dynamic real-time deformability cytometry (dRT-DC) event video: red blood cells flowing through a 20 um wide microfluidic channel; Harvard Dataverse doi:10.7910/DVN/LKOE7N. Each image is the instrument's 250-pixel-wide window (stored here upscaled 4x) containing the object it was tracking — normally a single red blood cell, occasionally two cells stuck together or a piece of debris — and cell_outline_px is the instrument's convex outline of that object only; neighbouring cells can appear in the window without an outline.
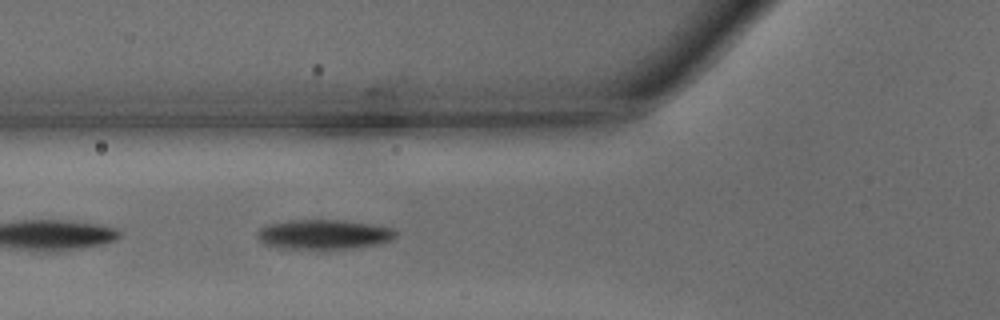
{"species": "common noctule bat (a hibernating species)", "species_latin": "Nyctalus noctula", "temperature_condition": "warm", "stored_images_in_passage": 26, "camera_frame_rate_fps": 3000, "um_per_image_px": 0.085, "animal": {"sex": "male", "body_mass_g": 15.6}, "frame": {"image": 1, "passage_image": 17, "time_ms": 5.333, "image_size_px": [1000, 320], "cell_outline_px": [[396, 236], [388, 240], [376, 244], [352, 248], [280, 248], [264, 244], [256, 236], [256, 232], [260, 228], [268, 224], [292, 220], [344, 220], [372, 224], [392, 228], [396, 232]], "centroid_in_image_um": [27.48, 19.91], "position_along_channel_um": 98.3, "area_um2": 23.64}}
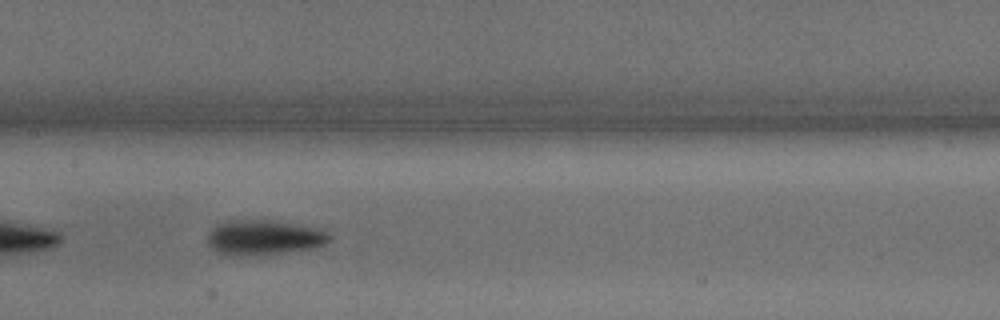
{"frame": {"image": 2, "passage_image": 23, "time_ms": 7.333, "image_size_px": [1000, 320], "cell_outline_px": [[332, 236], [324, 244], [312, 248], [284, 252], [248, 256], [220, 256], [208, 244], [208, 232], [216, 224], [232, 220], [272, 220], [324, 228]], "centroid_in_image_um": [22.41, 20.19], "position_along_channel_um": 185.0, "area_um2": 25.32}}